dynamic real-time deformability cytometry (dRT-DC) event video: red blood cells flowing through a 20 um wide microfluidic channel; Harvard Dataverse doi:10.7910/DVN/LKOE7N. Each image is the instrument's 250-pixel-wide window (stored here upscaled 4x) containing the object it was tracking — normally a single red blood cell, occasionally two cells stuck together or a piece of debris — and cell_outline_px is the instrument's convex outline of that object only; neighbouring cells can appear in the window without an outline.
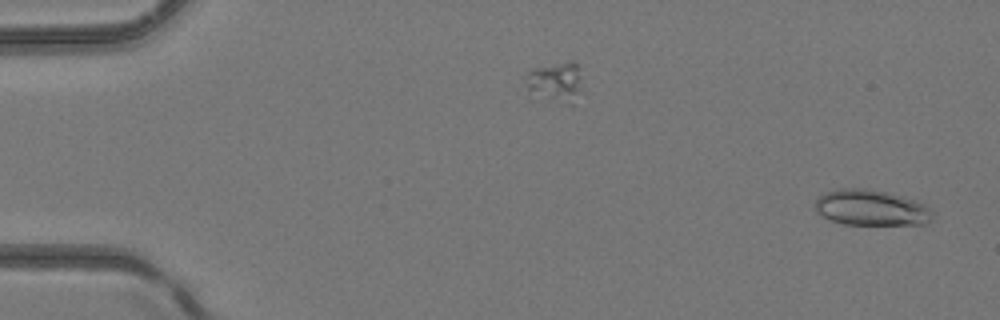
{"species": "common noctule bat (a hibernating species)", "species_latin": "Nyctalus noctula", "temperature_condition": "room temperature", "stored_images_in_passage": 3, "segment_of_instrument_passage": [2, 2], "camera_frame_rate_fps": 3000, "um_per_image_px": 0.085, "animal": {"sex": "female", "body_mass_g": 24.6, "forearm_length_mm": 56.2}, "frame": {"image": 1, "passage_image": 3, "time_ms": 2.333, "image_size_px": [1000, 320], "cell_outline_px": [[932, 220], [924, 224], [844, 224], [832, 220], [816, 212], [816, 200], [824, 192], [840, 188], [864, 188], [884, 192], [916, 200], [932, 208]], "centroid_in_image_um": [74.06, 17.65], "position_along_channel_um": 10.9, "area_um2": 24.28}}